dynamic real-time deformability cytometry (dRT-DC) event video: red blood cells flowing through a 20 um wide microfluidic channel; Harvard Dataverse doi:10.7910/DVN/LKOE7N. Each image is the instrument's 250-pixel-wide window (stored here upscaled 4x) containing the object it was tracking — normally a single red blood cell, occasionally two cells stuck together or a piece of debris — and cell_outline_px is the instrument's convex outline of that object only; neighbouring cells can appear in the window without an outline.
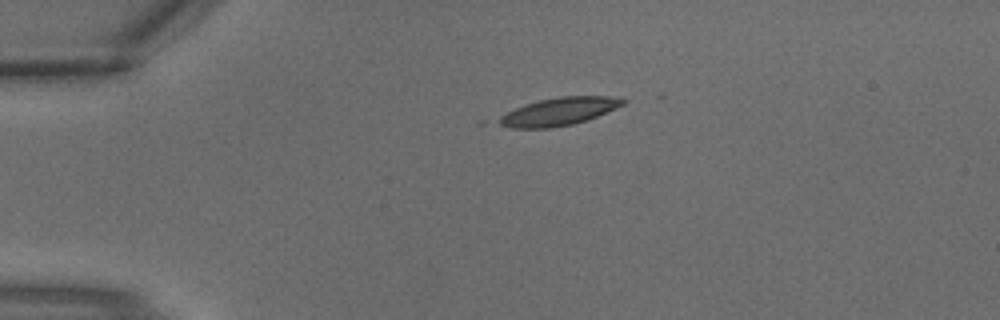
{"species": "common noctule bat (a hibernating species)", "species_latin": "Nyctalus noctula", "temperature_condition": "warm", "stored_images_in_passage": 1, "camera_frame_rate_fps": 3000, "um_per_image_px": 0.085, "animal": {"sex": "male", "body_mass_g": 18.8}, "frame": {"image": 1, "passage_image": 1, "time_ms": 0.0, "image_size_px": [1000, 320], "cell_outline_px": [[628, 100], [624, 104], [616, 108], [588, 120], [572, 124], [548, 128], [512, 128], [500, 124], [492, 120], [524, 104], [540, 100], [560, 96], [608, 96]], "centroid_in_image_um": [47.49, 9.48], "position_along_channel_um": 37.5, "area_um2": 20.06}}